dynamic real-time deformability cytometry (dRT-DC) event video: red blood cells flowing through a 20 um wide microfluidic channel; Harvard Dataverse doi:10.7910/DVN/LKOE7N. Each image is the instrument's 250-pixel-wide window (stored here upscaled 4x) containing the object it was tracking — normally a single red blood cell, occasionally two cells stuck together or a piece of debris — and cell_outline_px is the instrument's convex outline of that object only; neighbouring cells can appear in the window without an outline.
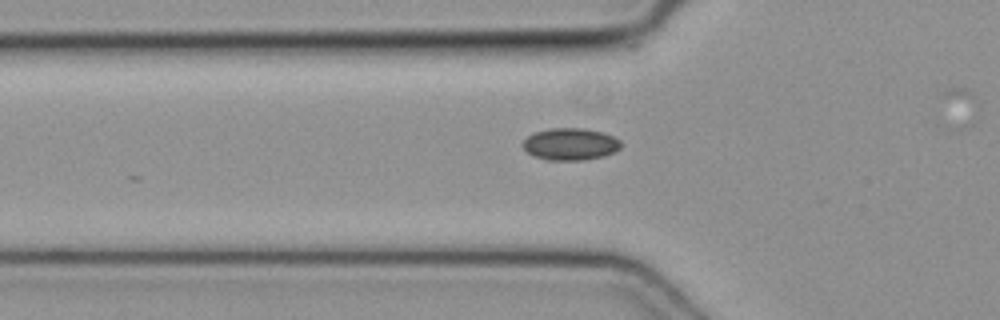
{"species": "common noctule bat (a hibernating species)", "species_latin": "Nyctalus noctula", "temperature_condition": "cold", "stored_images_in_passage": 43, "camera_frame_rate_fps": 3000, "um_per_image_px": 0.085, "animal": {"sex": "female", "body_mass_g": 19.3, "forearm_length_mm": 54.1}, "frame": {"image": 1, "passage_image": 16, "time_ms": 5.0, "image_size_px": [1000, 320], "cell_outline_px": [[620, 148], [612, 152], [600, 156], [584, 160], [548, 160], [532, 156], [520, 144], [532, 132], [548, 128], [584, 128], [604, 132], [620, 140]], "centroid_in_image_um": [48.42, 12.23], "position_along_channel_um": 77.4, "area_um2": 18.38}}
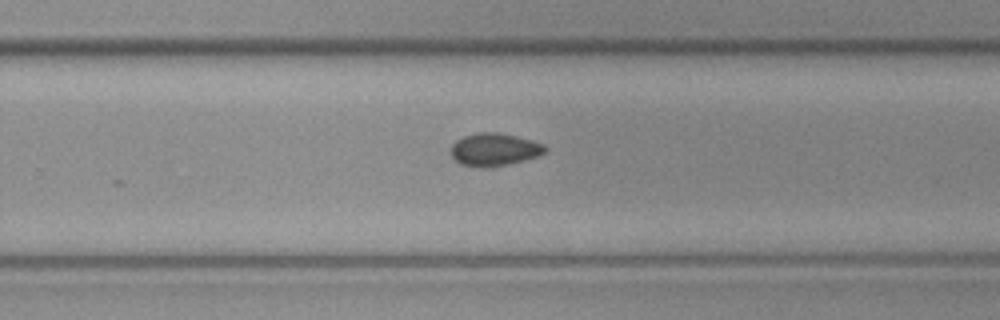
{"frame": {"image": 2, "passage_image": 31, "time_ms": 10.0, "image_size_px": [1000, 320], "cell_outline_px": [[548, 148], [544, 152], [536, 156], [508, 164], [492, 168], [460, 164], [452, 156], [452, 144], [456, 140], [464, 136], [480, 132], [496, 132], [516, 136], [532, 140], [544, 144]], "centroid_in_image_um": [42.02, 12.7], "position_along_channel_um": 287.8, "area_um2": 17.74}}
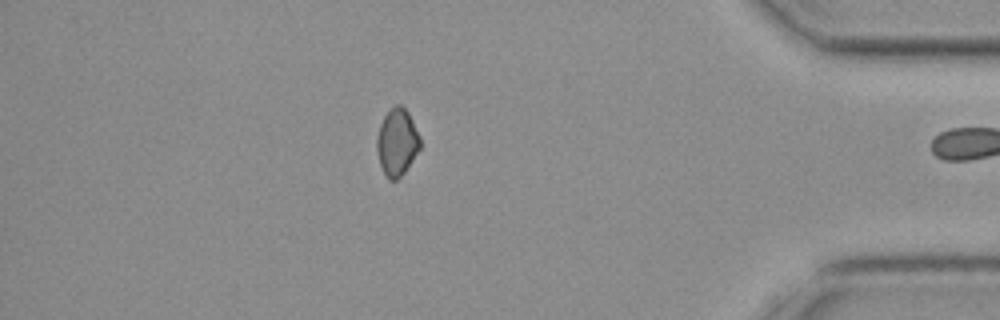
{"frame": {"image": 3, "passage_image": 42, "time_ms": 13.667, "image_size_px": [1000, 320], "cell_outline_px": [[420, 148], [404, 172], [396, 180], [388, 180], [380, 164], [376, 148], [376, 136], [380, 124], [384, 116], [396, 104], [400, 104], [408, 112], [420, 136]], "centroid_in_image_um": [33.73, 12.08], "position_along_channel_um": 401.5, "area_um2": 16.76}}